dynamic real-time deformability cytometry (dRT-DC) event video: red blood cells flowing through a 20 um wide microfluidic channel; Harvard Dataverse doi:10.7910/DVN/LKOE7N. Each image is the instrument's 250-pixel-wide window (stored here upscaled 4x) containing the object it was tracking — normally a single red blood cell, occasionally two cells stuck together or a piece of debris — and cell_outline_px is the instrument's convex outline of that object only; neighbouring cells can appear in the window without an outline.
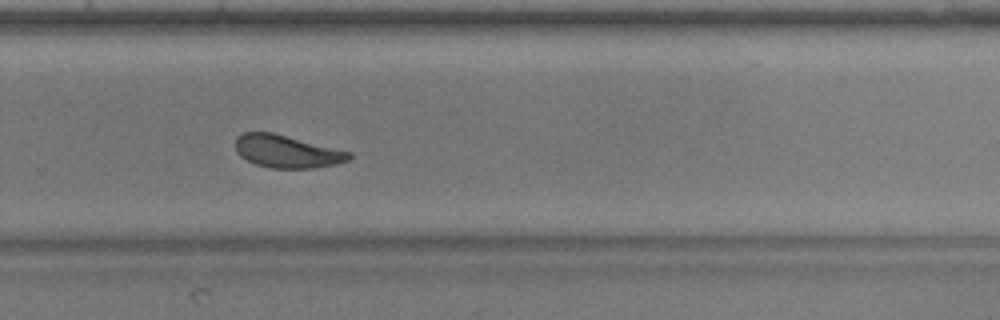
{"species": "common noctule bat (a hibernating species)", "species_latin": "Nyctalus noctula", "temperature_condition": "warm", "stored_images_in_passage": 41, "camera_frame_rate_fps": 3000, "um_per_image_px": 0.085, "animal": {"sex": "male", "body_mass_g": 17.9, "forearm_length_mm": 54.2}, "frame": {"image": 1, "passage_image": 24, "time_ms": 7.667, "image_size_px": [1000, 320], "cell_outline_px": [[352, 156], [348, 160], [336, 164], [312, 168], [272, 168], [256, 164], [240, 156], [236, 152], [236, 136], [244, 132], [272, 132], [352, 152]], "centroid_in_image_um": [24.38, 12.87], "position_along_channel_um": 305.4, "area_um2": 21.56}, "authors_computed_cell_mechanics": {"area_um2": 22.542, "velocity_mm_per_s": 3.906, "shape_relaxation_time_tau1_ms": 6.212, "shape_relaxation_time_tau2_ms": 1.5168, "deformation_change_tau1": 0.1688, "deformation_change_tau2": 0.0653}}